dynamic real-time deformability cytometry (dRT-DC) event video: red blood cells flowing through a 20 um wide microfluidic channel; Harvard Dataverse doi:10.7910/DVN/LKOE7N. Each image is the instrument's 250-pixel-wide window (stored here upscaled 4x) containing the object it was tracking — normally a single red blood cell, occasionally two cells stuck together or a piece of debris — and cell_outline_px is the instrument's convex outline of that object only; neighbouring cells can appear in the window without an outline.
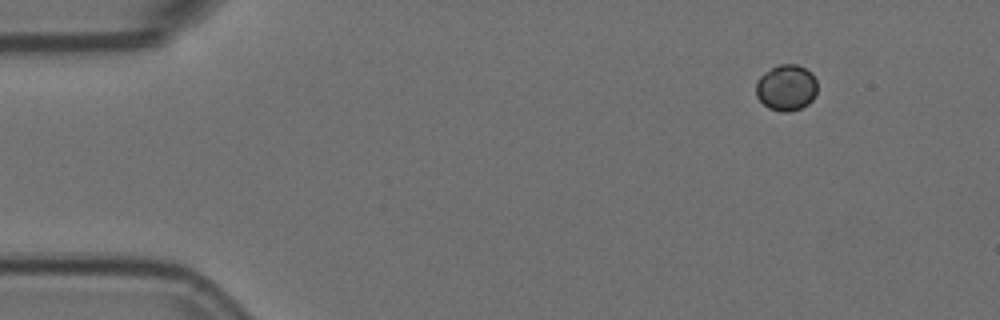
{"species": "Egyptian fruit bat (a non-hibernating species)", "species_latin": "Rousettus aegyptiacus", "temperature_condition": "room temperature", "stored_images_in_passage": 2, "camera_frame_rate_fps": 3000, "um_per_image_px": 0.085, "animal": {"sex": "female"}, "frame": {"image": 1, "passage_image": 1, "time_ms": 0.0, "image_size_px": [1000, 320], "cell_outline_px": [[816, 92], [812, 100], [808, 104], [800, 108], [788, 112], [780, 112], [768, 108], [756, 96], [756, 80], [764, 72], [776, 64], [796, 64], [812, 72], [816, 80]], "centroid_in_image_um": [66.82, 7.44], "position_along_channel_um": 18.2, "area_um2": 16.65}}